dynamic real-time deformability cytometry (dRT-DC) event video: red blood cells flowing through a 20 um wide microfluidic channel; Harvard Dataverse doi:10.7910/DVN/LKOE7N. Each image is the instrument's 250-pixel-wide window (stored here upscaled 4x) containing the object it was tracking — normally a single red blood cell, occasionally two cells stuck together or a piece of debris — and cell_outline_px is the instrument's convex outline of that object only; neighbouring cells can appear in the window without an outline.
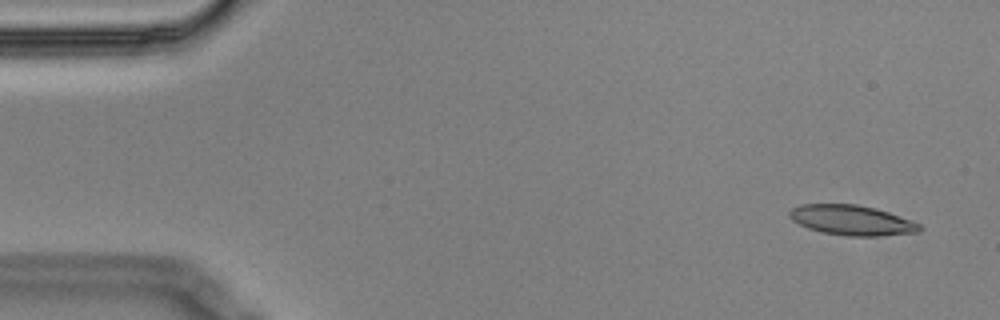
{"species": "Egyptian fruit bat (a non-hibernating species)", "species_latin": "Rousettus aegyptiacus", "temperature_condition": "cold", "stored_images_in_passage": 4, "camera_frame_rate_fps": 3000, "um_per_image_px": 0.085, "animal": {"sex": "male"}, "frame": {"image": 1, "passage_image": 1, "time_ms": 0.0, "image_size_px": [1000, 320], "cell_outline_px": [[924, 228], [920, 232], [880, 236], [848, 236], [820, 232], [808, 228], [792, 220], [788, 216], [788, 212], [792, 208], [800, 204], [856, 204], [876, 208], [888, 212], [920, 224]], "centroid_in_image_um": [72.39, 18.72], "position_along_channel_um": 12.6, "area_um2": 22.89}}
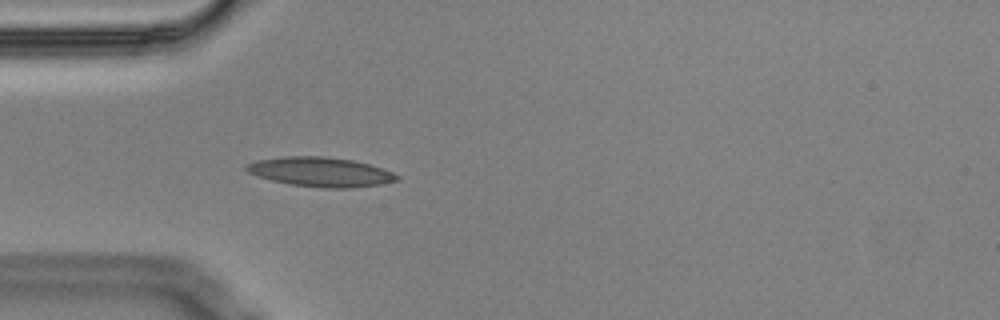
{"frame": {"image": 2, "passage_image": 4, "time_ms": 1.0, "image_size_px": [1000, 320], "cell_outline_px": [[400, 180], [384, 184], [352, 188], [324, 188], [288, 184], [272, 180], [248, 172], [244, 168], [244, 164], [256, 160], [284, 156], [324, 156], [356, 160], [384, 168], [400, 176]], "centroid_in_image_um": [27.3, 14.61], "position_along_channel_um": 57.7, "area_um2": 26.24}}